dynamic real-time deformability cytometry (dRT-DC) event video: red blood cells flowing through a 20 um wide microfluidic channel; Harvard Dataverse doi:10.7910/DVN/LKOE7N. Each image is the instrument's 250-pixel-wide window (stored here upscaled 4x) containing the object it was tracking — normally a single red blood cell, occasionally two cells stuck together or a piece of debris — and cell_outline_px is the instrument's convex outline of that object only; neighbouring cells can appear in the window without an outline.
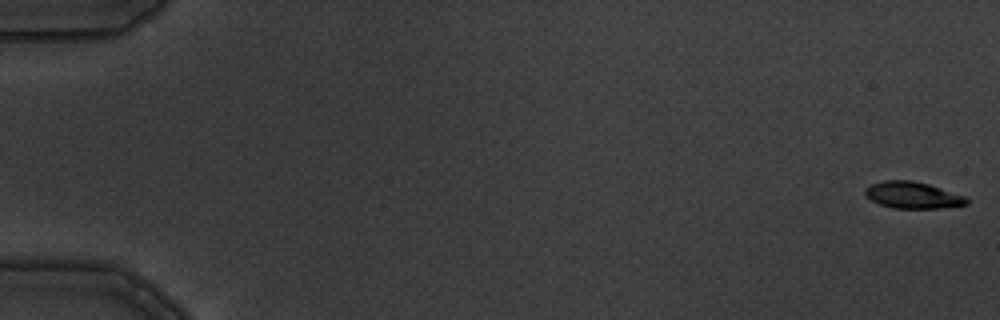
{"species": "common noctule bat (a hibernating species)", "species_latin": "Nyctalus noctula", "temperature_condition": "warm", "stored_images_in_passage": 5, "camera_frame_rate_fps": 3000, "um_per_image_px": 0.085, "animal": {"sex": "male", "body_mass_g": 19.5, "forearm_length_mm": 54.6}, "frame": {"image": 1, "passage_image": 1, "time_ms": 0.0, "image_size_px": [1000, 320], "cell_outline_px": [[968, 204], [944, 208], [892, 208], [880, 204], [864, 196], [864, 188], [872, 184], [884, 180], [912, 180], [928, 184], [968, 196]], "centroid_in_image_um": [77.6, 16.58], "position_along_channel_um": 7.4, "area_um2": 15.95}}